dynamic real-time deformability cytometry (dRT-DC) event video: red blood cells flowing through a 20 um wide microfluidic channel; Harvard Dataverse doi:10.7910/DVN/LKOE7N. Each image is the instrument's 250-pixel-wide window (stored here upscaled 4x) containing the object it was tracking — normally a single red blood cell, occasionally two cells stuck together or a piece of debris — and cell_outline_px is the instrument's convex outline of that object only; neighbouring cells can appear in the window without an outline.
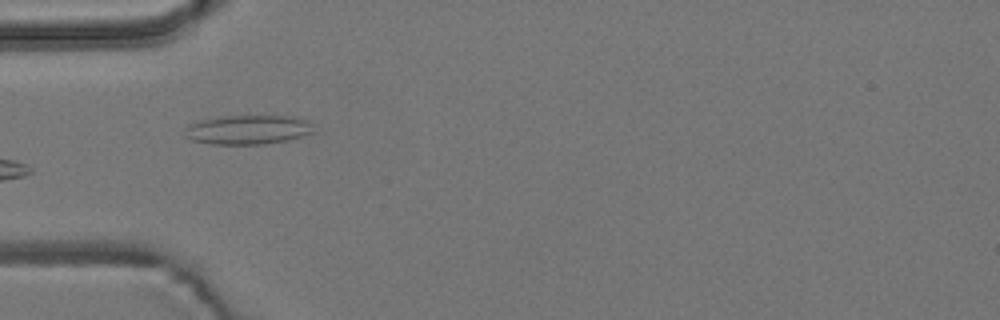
{"species": "common noctule bat (a hibernating species)", "species_latin": "Nyctalus noctula", "temperature_condition": "room temperature", "stored_images_in_passage": 4, "camera_frame_rate_fps": 3000, "um_per_image_px": 0.085, "animal": {"sex": "male", "body_mass_g": 19.2, "forearm_length_mm": 51.8}, "frame": {"image": 1, "passage_image": 4, "time_ms": 1.0, "image_size_px": [1000, 320], "cell_outline_px": [[312, 132], [288, 140], [264, 144], [212, 144], [192, 140], [184, 136], [184, 128], [188, 124], [200, 120], [220, 116], [292, 116], [308, 120]], "centroid_in_image_um": [20.99, 11.02], "position_along_channel_um": 64.0, "area_um2": 21.91}}